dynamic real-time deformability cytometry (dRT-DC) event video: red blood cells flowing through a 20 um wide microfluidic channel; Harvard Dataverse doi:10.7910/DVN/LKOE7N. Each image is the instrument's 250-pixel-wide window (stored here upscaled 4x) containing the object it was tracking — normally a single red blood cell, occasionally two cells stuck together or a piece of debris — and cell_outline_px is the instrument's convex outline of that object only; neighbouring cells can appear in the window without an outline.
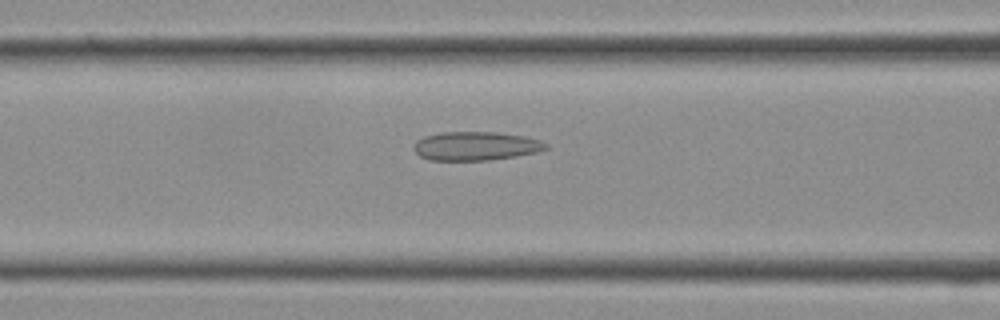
{"species": "Egyptian fruit bat (a non-hibernating species)", "species_latin": "Rousettus aegyptiacus", "temperature_condition": "cold", "stored_images_in_passage": 19, "camera_frame_rate_fps": 3000, "um_per_image_px": 0.085, "frame": {"image": 1, "passage_image": 11, "time_ms": 3.333, "image_size_px": [1000, 320], "cell_outline_px": [[548, 148], [540, 152], [516, 156], [488, 160], [428, 160], [420, 156], [412, 148], [412, 144], [416, 140], [424, 136], [440, 132], [496, 132], [524, 136], [540, 140], [548, 144]], "centroid_in_image_um": [40.42, 12.41], "position_along_channel_um": 126.2, "area_um2": 22.37}}
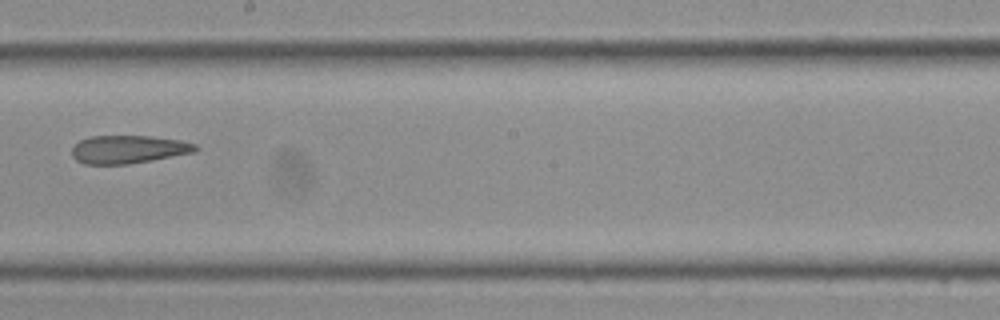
{"frame": {"image": 2, "passage_image": 16, "time_ms": 5.0, "image_size_px": [1000, 320], "cell_outline_px": [[200, 148], [196, 152], [152, 160], [128, 164], [84, 164], [76, 160], [72, 156], [72, 148], [80, 140], [88, 136], [152, 136], [180, 140], [196, 144]], "centroid_in_image_um": [10.93, 12.69], "position_along_channel_um": 237.3, "area_um2": 20.35}}
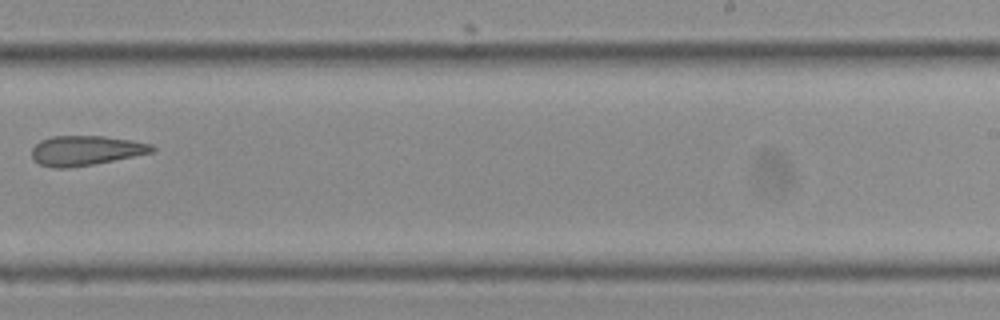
{"frame": {"image": 3, "passage_image": 18, "time_ms": 5.667, "image_size_px": [1000, 320], "cell_outline_px": [[156, 152], [92, 164], [68, 168], [52, 168], [40, 164], [32, 160], [32, 148], [40, 140], [52, 136], [104, 136], [132, 140], [152, 144], [156, 148]], "centroid_in_image_um": [7.29, 12.79], "position_along_channel_um": 281.7, "area_um2": 20.98}}